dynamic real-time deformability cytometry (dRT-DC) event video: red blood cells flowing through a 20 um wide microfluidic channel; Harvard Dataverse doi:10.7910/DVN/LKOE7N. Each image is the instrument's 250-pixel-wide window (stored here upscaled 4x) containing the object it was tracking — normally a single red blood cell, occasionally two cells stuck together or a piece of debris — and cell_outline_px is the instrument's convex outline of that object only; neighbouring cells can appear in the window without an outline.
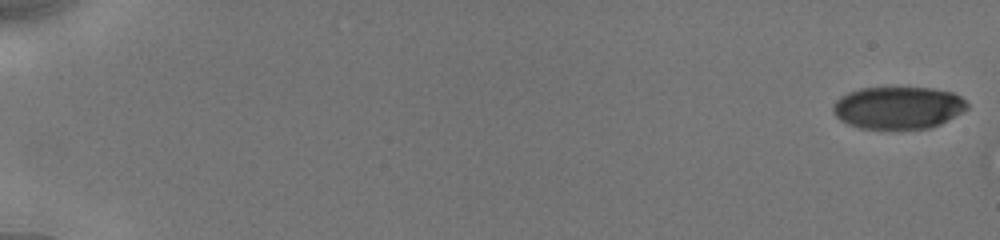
{"species": "human", "species_latin": "Homo sapiens", "temperature_condition": "cold", "stored_images_in_passage": 4, "camera_frame_rate_fps": 3000, "um_per_image_px": 0.085, "donor": {"sex": "male"}, "frame": {"image": 1, "passage_image": 1, "time_ms": 0.0, "image_size_px": [1000, 240], "cell_outline_px": [[968, 108], [948, 120], [940, 124], [928, 128], [860, 128], [848, 124], [840, 120], [836, 116], [832, 108], [832, 104], [840, 96], [848, 92], [860, 88], [932, 88], [952, 92], [960, 96], [968, 104]], "centroid_in_image_um": [76.32, 9.14], "position_along_channel_um": 8.7, "area_um2": 32.95}}